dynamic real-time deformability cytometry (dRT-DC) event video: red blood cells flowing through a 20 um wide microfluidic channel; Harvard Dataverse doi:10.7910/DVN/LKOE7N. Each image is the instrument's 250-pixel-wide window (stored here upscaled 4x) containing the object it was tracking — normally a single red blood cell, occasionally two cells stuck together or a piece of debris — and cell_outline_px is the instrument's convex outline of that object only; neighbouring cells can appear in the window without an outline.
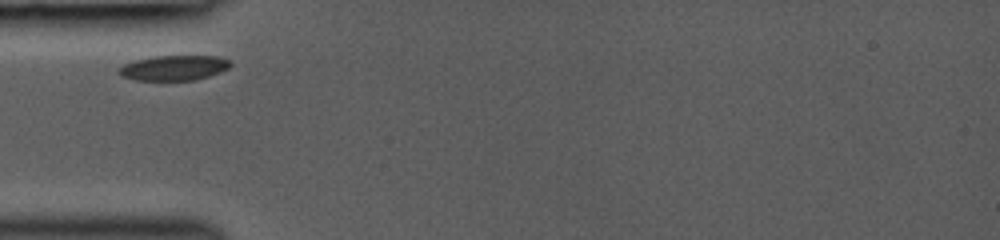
{"species": "common noctule bat (a hibernating species)", "species_latin": "Nyctalus noctula", "temperature_condition": "room temperature", "stored_images_in_passage": 21, "camera_frame_rate_fps": 3000, "um_per_image_px": 0.085, "animal": {"sex": "female", "body_mass_g": 19.0, "forearm_length_mm": 53.3}, "frame": {"image": 1, "passage_image": 1, "time_ms": 0.0, "image_size_px": [1000, 240], "cell_outline_px": [[232, 64], [228, 68], [220, 72], [208, 76], [192, 80], [132, 80], [120, 76], [116, 72], [124, 64], [132, 60], [152, 56], [216, 56], [228, 60]], "centroid_in_image_um": [14.71, 5.76], "position_along_channel_um": 70.3, "area_um2": 16.36}}
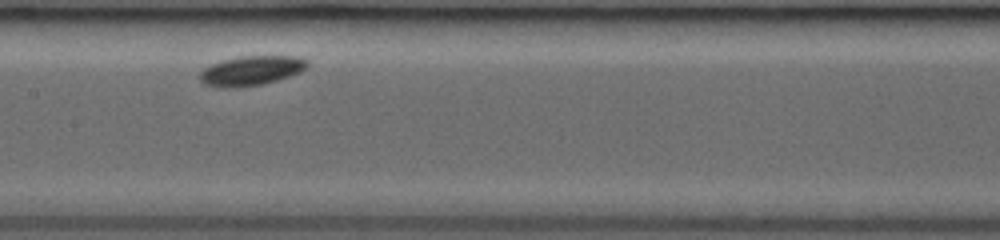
{"frame": {"image": 2, "passage_image": 9, "time_ms": 3.0, "image_size_px": [1000, 240], "cell_outline_px": [[308, 64], [300, 72], [276, 80], [260, 84], [236, 88], [220, 88], [204, 84], [200, 80], [200, 72], [204, 68], [212, 64], [224, 60], [240, 56], [300, 56]], "centroid_in_image_um": [21.31, 6.01], "position_along_channel_um": 186.1, "area_um2": 18.32}}
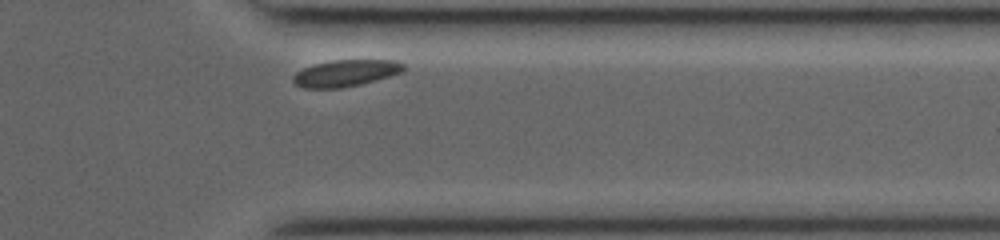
{"frame": {"image": 3, "passage_image": 21, "time_ms": 8.0, "image_size_px": [1000, 240], "cell_outline_px": [[404, 68], [400, 72], [388, 76], [360, 84], [340, 88], [304, 88], [296, 84], [292, 80], [292, 76], [296, 72], [312, 64], [332, 60], [396, 60], [404, 64]], "centroid_in_image_um": [29.33, 6.21], "position_along_channel_um": 382.1, "area_um2": 16.99}}